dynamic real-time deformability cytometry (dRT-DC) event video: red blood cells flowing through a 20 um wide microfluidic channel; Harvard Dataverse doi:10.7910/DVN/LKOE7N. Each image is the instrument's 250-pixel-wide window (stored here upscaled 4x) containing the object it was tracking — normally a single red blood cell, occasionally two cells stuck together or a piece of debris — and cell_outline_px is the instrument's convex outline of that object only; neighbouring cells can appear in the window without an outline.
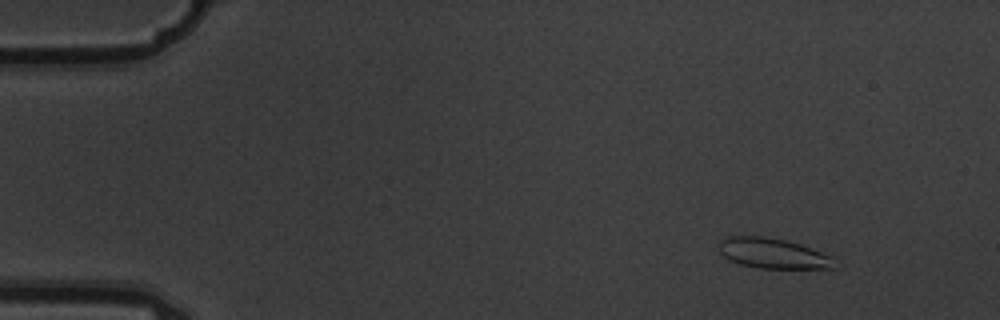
{"species": "common noctule bat (a hibernating species)", "species_latin": "Nyctalus noctula", "temperature_condition": "warm", "stored_images_in_passage": 5, "camera_frame_rate_fps": 3000, "um_per_image_px": 0.085, "animal": {"sex": "male", "body_mass_g": 19.5, "forearm_length_mm": 54.6}, "frame": {"image": 1, "passage_image": 2, "time_ms": 0.333, "image_size_px": [1000, 320], "cell_outline_px": [[836, 268], [760, 268], [740, 264], [724, 256], [720, 252], [720, 240], [728, 236], [764, 236], [784, 240], [800, 244], [832, 256]], "centroid_in_image_um": [65.7, 21.53], "position_along_channel_um": 19.3, "area_um2": 20.11}}
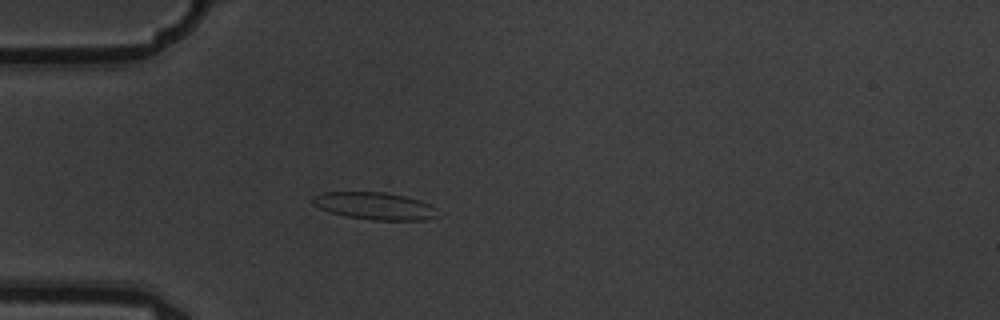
{"frame": {"image": 2, "passage_image": 5, "time_ms": 1.333, "image_size_px": [1000, 320], "cell_outline_px": [[444, 216], [424, 220], [372, 220], [344, 216], [328, 212], [312, 204], [312, 196], [324, 192], [384, 192], [404, 196], [420, 200], [428, 204]], "centroid_in_image_um": [31.86, 17.51], "position_along_channel_um": 53.1, "area_um2": 20.11}}